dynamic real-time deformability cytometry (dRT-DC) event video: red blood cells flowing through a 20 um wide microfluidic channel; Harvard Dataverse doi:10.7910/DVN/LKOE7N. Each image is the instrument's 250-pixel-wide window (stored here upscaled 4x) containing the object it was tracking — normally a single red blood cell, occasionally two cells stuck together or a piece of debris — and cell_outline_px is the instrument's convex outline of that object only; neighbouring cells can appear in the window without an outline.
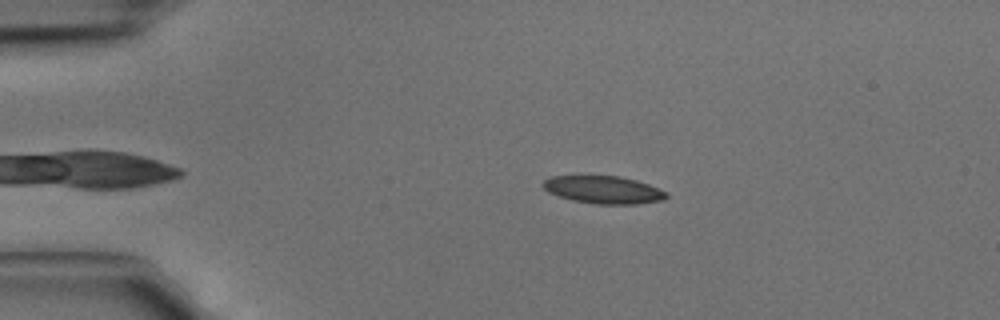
{"species": "common noctule bat (a hibernating species)", "species_latin": "Nyctalus noctula", "temperature_condition": "cold", "stored_images_in_passage": 3, "camera_frame_rate_fps": 3000, "um_per_image_px": 0.085, "animal": {"sex": "male", "body_mass_g": 15.6}, "frame": {"image": 1, "passage_image": 2, "time_ms": 0.333, "image_size_px": [1000, 320], "cell_outline_px": [[668, 196], [664, 200], [636, 204], [596, 204], [572, 200], [548, 192], [540, 184], [544, 180], [552, 176], [620, 176], [636, 180], [648, 184], [668, 192]], "centroid_in_image_um": [51.31, 16.13], "position_along_channel_um": 33.7, "area_um2": 19.88}}